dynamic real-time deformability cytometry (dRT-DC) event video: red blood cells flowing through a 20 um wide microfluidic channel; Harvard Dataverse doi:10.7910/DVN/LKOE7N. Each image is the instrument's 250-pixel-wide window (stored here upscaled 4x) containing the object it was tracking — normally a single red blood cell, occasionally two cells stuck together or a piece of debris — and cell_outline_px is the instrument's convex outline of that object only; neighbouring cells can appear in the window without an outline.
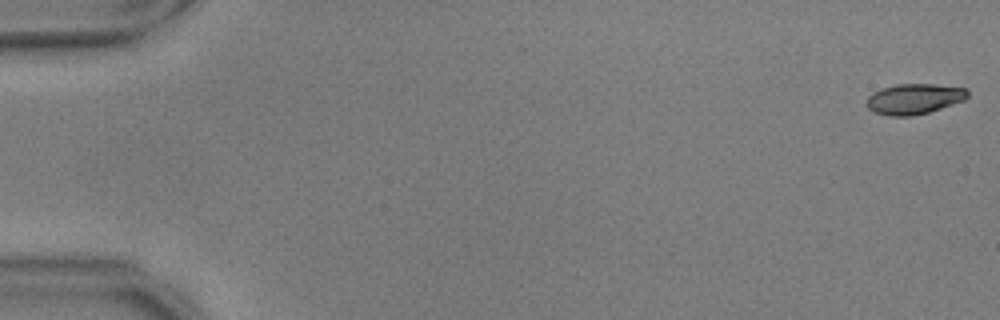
{"species": "common noctule bat (a hibernating species)", "species_latin": "Nyctalus noctula", "temperature_condition": "warm", "stored_images_in_passage": 55, "camera_frame_rate_fps": 3000, "um_per_image_px": 0.085, "animal": {"sex": "male", "body_mass_g": 17.9, "forearm_length_mm": 54.2}, "frame": {"image": 1, "passage_image": 1, "time_ms": 0.0, "image_size_px": [1000, 320], "cell_outline_px": [[968, 96], [964, 100], [928, 112], [912, 116], [888, 116], [876, 112], [868, 108], [868, 96], [872, 92], [880, 88], [896, 84], [936, 84], [968, 88]], "centroid_in_image_um": [77.71, 8.39], "position_along_channel_um": 7.3, "area_um2": 17.92}}
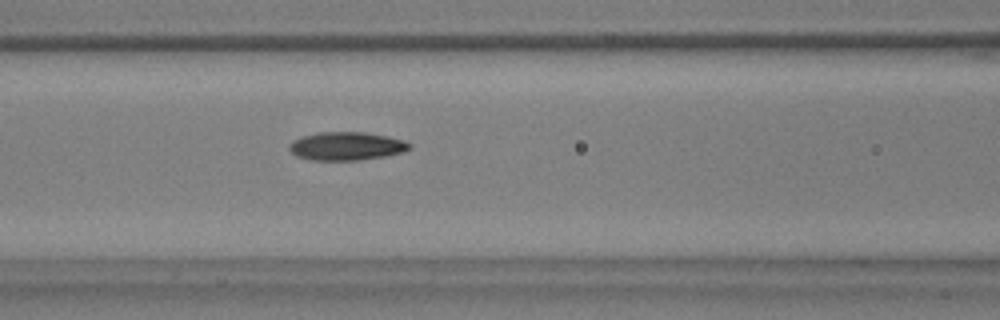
{"frame": {"image": 2, "passage_image": 24, "time_ms": 7.667, "image_size_px": [1000, 320], "cell_outline_px": [[412, 148], [404, 152], [384, 156], [356, 160], [312, 160], [296, 156], [288, 148], [288, 144], [292, 140], [300, 136], [316, 132], [364, 132], [388, 136], [404, 140], [412, 144]], "centroid_in_image_um": [29.43, 12.41], "position_along_channel_um": 137.2, "area_um2": 20.06}}
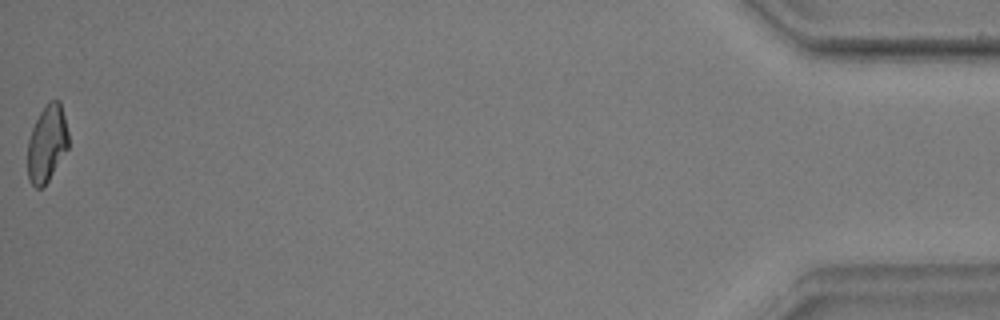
{"frame": {"image": 3, "passage_image": 55, "time_ms": 18.0, "image_size_px": [1000, 320], "cell_outline_px": [[68, 148], [44, 188], [36, 188], [28, 180], [28, 140], [32, 128], [40, 112], [52, 100], [60, 100], [68, 132]], "centroid_in_image_um": [3.99, 12.24], "position_along_channel_um": 431.2, "area_um2": 18.15}, "authors_computed_cell_mechanics": {"area_um2": 19.1896, "velocity_mm_per_s": 3.7302, "shape_relaxation_time_tau1_ms": 5.4494, "shape_relaxation_time_tau2_ms": 3.4487, "deformation_change_tau1": 0.1561, "deformation_change_tau2": 0.0951}}